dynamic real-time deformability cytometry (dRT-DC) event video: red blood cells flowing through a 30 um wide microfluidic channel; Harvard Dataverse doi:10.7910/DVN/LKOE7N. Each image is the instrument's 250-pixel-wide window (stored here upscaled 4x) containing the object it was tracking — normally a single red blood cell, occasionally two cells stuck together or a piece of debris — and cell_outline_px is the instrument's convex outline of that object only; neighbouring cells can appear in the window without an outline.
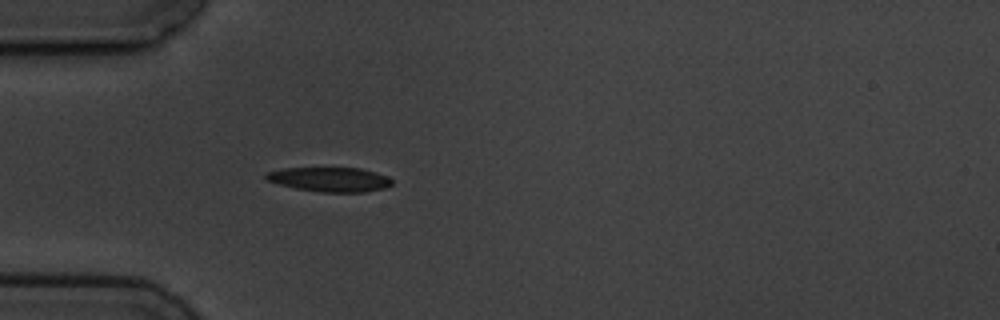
{"species": "common noctule bat (a hibernating species)", "species_latin": "Nyctalus noctula", "temperature_condition": "cold", "stored_images_in_passage": 5, "camera_frame_rate_fps": 3000, "um_per_image_px": 0.085, "animal": {"sex": "male", "body_mass_g": 19.5, "forearm_length_mm": 54.6}, "frame": {"image": 1, "passage_image": 5, "time_ms": 5.333, "image_size_px": [1000, 320], "cell_outline_px": [[392, 184], [384, 188], [364, 192], [320, 192], [296, 188], [280, 184], [268, 180], [264, 176], [268, 172], [284, 168], [360, 168], [388, 176], [392, 180]], "centroid_in_image_um": [28.06, 15.25], "position_along_channel_um": 56.9, "area_um2": 17.74}}